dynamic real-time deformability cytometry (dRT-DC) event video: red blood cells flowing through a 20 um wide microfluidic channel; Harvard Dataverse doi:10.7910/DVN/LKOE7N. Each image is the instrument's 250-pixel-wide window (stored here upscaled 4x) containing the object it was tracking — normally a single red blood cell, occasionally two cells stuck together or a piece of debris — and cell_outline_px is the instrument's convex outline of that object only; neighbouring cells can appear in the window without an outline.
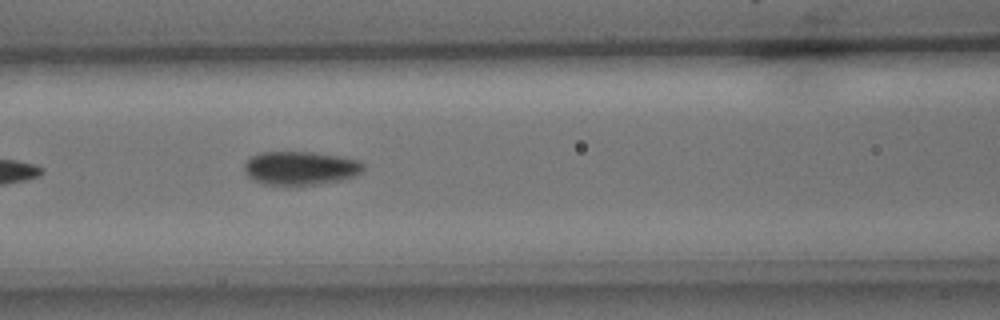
{"species": "common noctule bat (a hibernating species)", "species_latin": "Nyctalus noctula", "temperature_condition": "cold", "stored_images_in_passage": 14, "camera_frame_rate_fps": 3000, "um_per_image_px": 0.085, "animal": {"sex": "male", "body_mass_g": 15.6}, "frame": {"image": 1, "passage_image": 6, "time_ms": 1.667, "image_size_px": [1000, 320], "cell_outline_px": [[364, 168], [360, 172], [352, 176], [340, 180], [316, 184], [288, 188], [264, 184], [252, 180], [244, 172], [244, 164], [252, 156], [260, 152], [312, 152], [340, 156], [360, 160], [364, 164]], "centroid_in_image_um": [25.49, 14.32], "position_along_channel_um": 141.1, "area_um2": 23.87}}
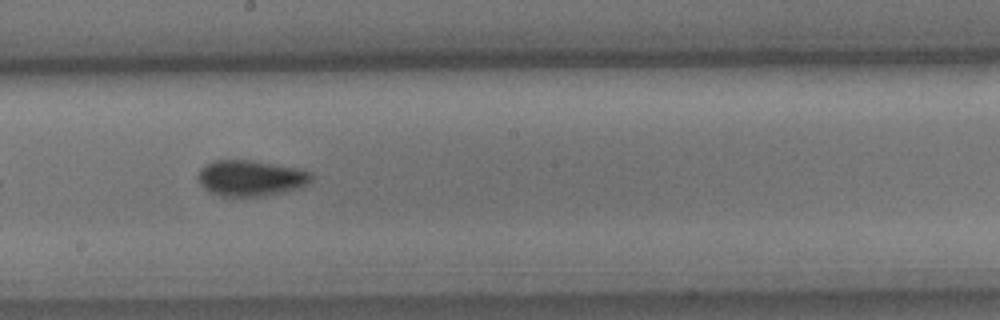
{"frame": {"image": 2, "passage_image": 8, "time_ms": 2.333, "image_size_px": [1000, 320], "cell_outline_px": [[312, 180], [308, 184], [284, 192], [264, 196], [220, 196], [204, 188], [200, 184], [196, 176], [200, 168], [216, 160], [252, 160], [296, 168], [312, 172]], "centroid_in_image_um": [21.3, 15.14], "position_along_channel_um": 226.9, "area_um2": 23.64}}
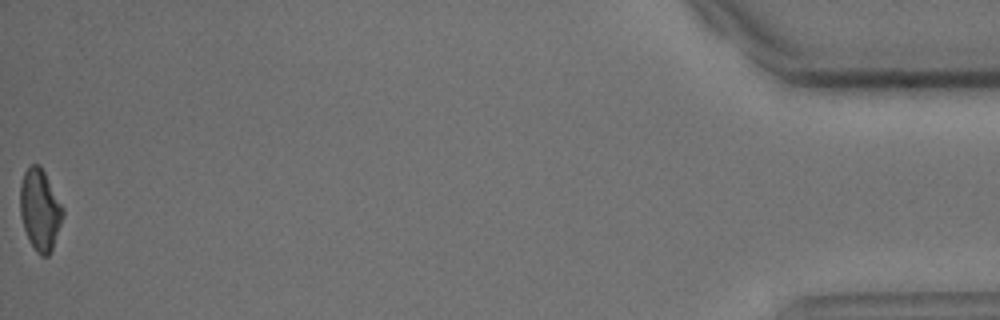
{"frame": {"image": 3, "passage_image": 14, "time_ms": 4.333, "image_size_px": [1000, 320], "cell_outline_px": [[64, 216], [52, 248], [48, 256], [40, 256], [36, 252], [24, 228], [20, 216], [20, 184], [24, 172], [32, 164], [40, 164], [64, 208]], "centroid_in_image_um": [3.4, 17.81], "position_along_channel_um": 431.8, "area_um2": 20.17}}